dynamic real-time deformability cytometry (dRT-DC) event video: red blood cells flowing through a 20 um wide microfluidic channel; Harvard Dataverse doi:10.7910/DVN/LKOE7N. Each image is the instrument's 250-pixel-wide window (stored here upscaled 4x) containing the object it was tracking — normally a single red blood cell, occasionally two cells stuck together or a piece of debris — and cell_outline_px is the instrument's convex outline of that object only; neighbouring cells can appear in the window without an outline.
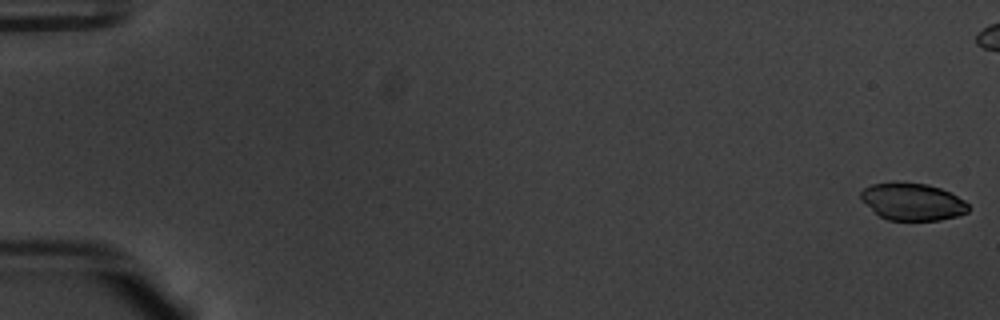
{"species": "common noctule bat (a hibernating species)", "species_latin": "Nyctalus noctula", "temperature_condition": "warm", "stored_images_in_passage": 56, "camera_frame_rate_fps": 3000, "um_per_image_px": 0.085, "animal": {"sex": "male", "body_mass_g": 20.1, "forearm_length_mm": 53.5}, "frame": {"image": 1, "passage_image": 1, "time_ms": 0.0, "image_size_px": [1000, 320], "cell_outline_px": [[968, 212], [956, 216], [940, 220], [888, 220], [880, 216], [860, 200], [860, 192], [864, 188], [872, 184], [892, 180], [928, 184], [940, 188], [964, 200], [968, 204]], "centroid_in_image_um": [77.51, 17.12], "position_along_channel_um": 7.5, "area_um2": 23.58}}
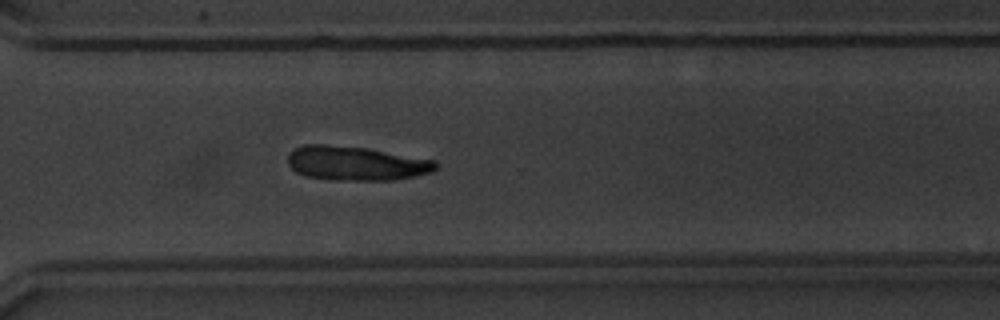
{"frame": {"image": 2, "passage_image": 41, "time_ms": 13.333, "image_size_px": [1000, 320], "cell_outline_px": [[436, 168], [432, 172], [416, 176], [392, 180], [332, 180], [304, 176], [296, 172], [288, 164], [288, 156], [296, 148], [304, 144], [324, 144], [368, 148], [436, 160]], "centroid_in_image_um": [30.27, 13.88], "position_along_channel_um": 340.3, "area_um2": 29.59}}
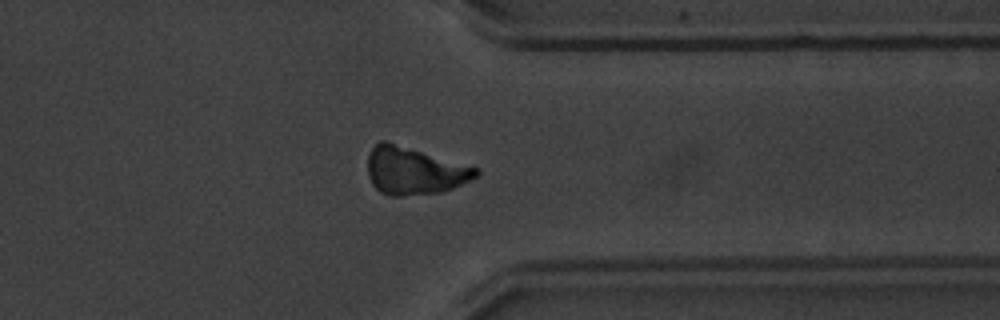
{"frame": {"image": 3, "passage_image": 44, "time_ms": 14.333, "image_size_px": [1000, 320], "cell_outline_px": [[480, 172], [476, 176], [452, 188], [440, 192], [400, 196], [388, 196], [380, 192], [372, 184], [368, 176], [368, 156], [372, 148], [380, 140], [384, 140], [480, 168]], "centroid_in_image_um": [35.19, 14.51], "position_along_channel_um": 376.2, "area_um2": 29.82}, "authors_computed_cell_mechanics": {"area_um2": 28.4376, "velocity_mm_per_s": 3.777, "shape_relaxation_time_tau1_ms": 5.1906, "shape_relaxation_time_tau2_ms": null, "deformation_change_tau1": 0.121, "deformation_change_tau2": null}}